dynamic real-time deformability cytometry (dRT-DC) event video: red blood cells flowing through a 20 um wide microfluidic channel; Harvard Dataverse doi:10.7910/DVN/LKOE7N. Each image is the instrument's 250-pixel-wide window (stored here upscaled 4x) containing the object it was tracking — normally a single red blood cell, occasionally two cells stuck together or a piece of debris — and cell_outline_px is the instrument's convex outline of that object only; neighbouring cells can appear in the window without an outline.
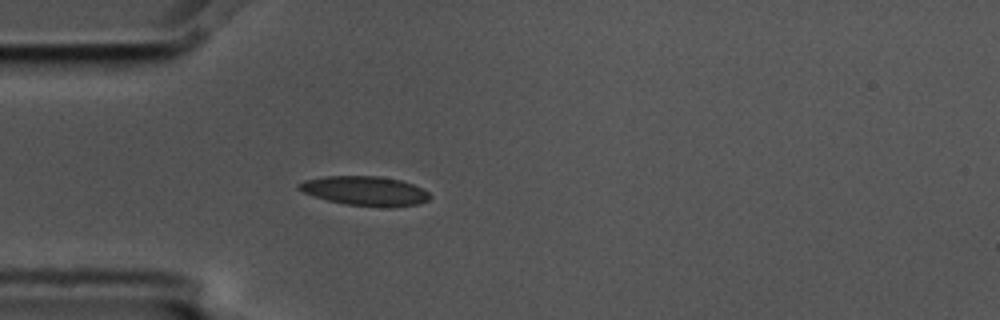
{"species": "common noctule bat (a hibernating species)", "species_latin": "Nyctalus noctula", "temperature_condition": "cold", "stored_images_in_passage": 1, "camera_frame_rate_fps": 3000, "um_per_image_px": 0.085, "animal": {"sex": "male", "body_mass_g": 17.5, "forearm_length_mm": 52.3}, "frame": {"image": 1, "passage_image": 1, "time_ms": 0.0, "image_size_px": [1000, 320], "cell_outline_px": [[432, 196], [428, 200], [420, 204], [392, 208], [384, 208], [344, 204], [328, 200], [304, 192], [296, 188], [296, 184], [304, 180], [324, 176], [380, 176], [400, 180], [412, 184], [428, 192]], "centroid_in_image_um": [31.05, 16.24], "position_along_channel_um": 54.0, "area_um2": 22.66}}